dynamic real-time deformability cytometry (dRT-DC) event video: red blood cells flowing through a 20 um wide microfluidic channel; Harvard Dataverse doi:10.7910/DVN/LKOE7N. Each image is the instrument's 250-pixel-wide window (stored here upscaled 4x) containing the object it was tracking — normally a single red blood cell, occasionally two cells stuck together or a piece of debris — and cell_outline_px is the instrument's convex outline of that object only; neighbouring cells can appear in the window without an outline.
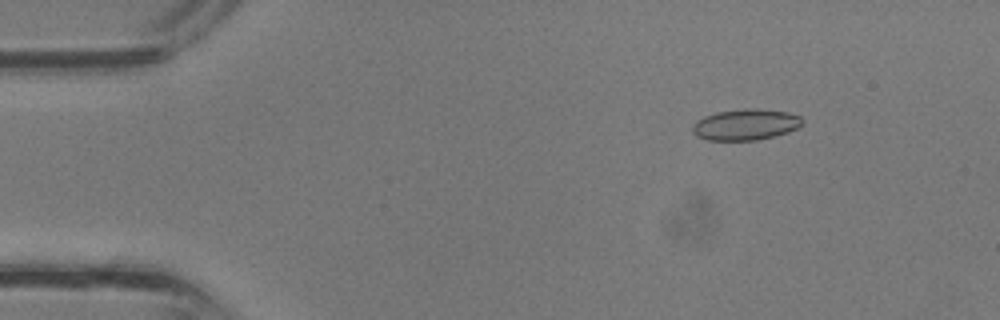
{"species": "common noctule bat (a hibernating species)", "species_latin": "Nyctalus noctula", "temperature_condition": "room temperature", "stored_images_in_passage": 36, "camera_frame_rate_fps": 3000, "um_per_image_px": 0.085, "animal": {"sex": "male", "body_mass_g": 13.3}, "frame": {"image": 1, "passage_image": 5, "time_ms": 1.333, "image_size_px": [1000, 320], "cell_outline_px": [[804, 124], [788, 132], [756, 140], [708, 140], [696, 136], [692, 132], [692, 124], [696, 120], [704, 116], [716, 112], [744, 108], [756, 108], [788, 112], [800, 116], [804, 120]], "centroid_in_image_um": [63.36, 10.58], "position_along_channel_um": 21.6, "area_um2": 20.06}}
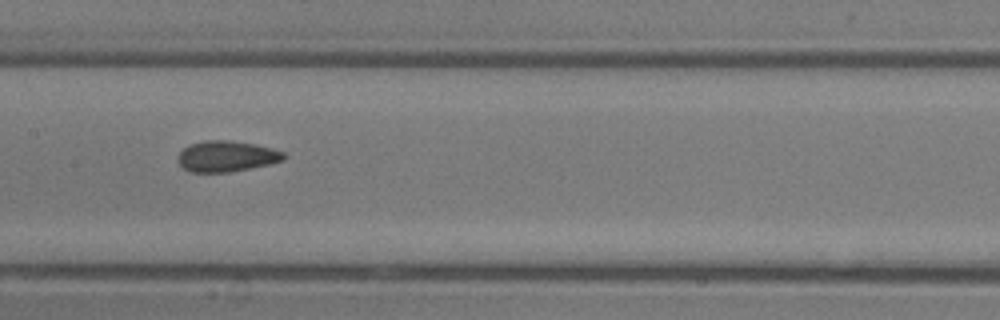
{"frame": {"image": 2, "passage_image": 18, "time_ms": 5.667, "image_size_px": [1000, 320], "cell_outline_px": [[288, 156], [284, 160], [268, 164], [228, 172], [192, 172], [184, 168], [176, 160], [176, 156], [184, 148], [192, 144], [204, 140], [228, 140], [256, 144], [272, 148], [284, 152]], "centroid_in_image_um": [19.26, 13.27], "position_along_channel_um": 188.1, "area_um2": 19.02}}
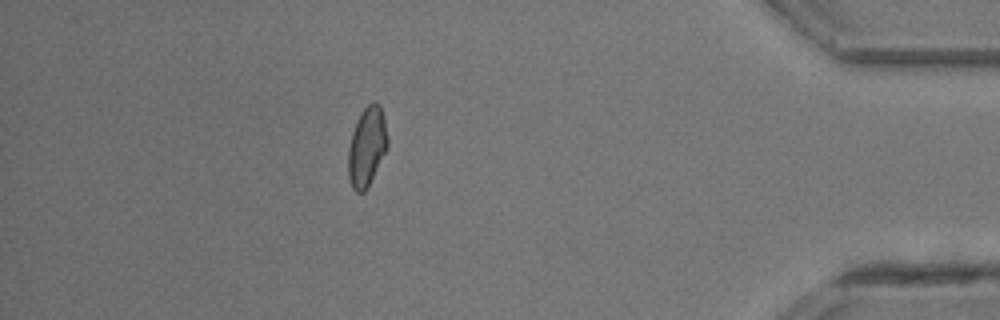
{"frame": {"image": 3, "passage_image": 32, "time_ms": 10.333, "image_size_px": [1000, 320], "cell_outline_px": [[388, 148], [364, 192], [356, 192], [352, 188], [348, 176], [348, 148], [352, 132], [356, 120], [360, 112], [368, 104], [380, 104], [384, 120], [388, 140]], "centroid_in_image_um": [31.17, 12.47], "position_along_channel_um": 404.0, "area_um2": 18.03}}